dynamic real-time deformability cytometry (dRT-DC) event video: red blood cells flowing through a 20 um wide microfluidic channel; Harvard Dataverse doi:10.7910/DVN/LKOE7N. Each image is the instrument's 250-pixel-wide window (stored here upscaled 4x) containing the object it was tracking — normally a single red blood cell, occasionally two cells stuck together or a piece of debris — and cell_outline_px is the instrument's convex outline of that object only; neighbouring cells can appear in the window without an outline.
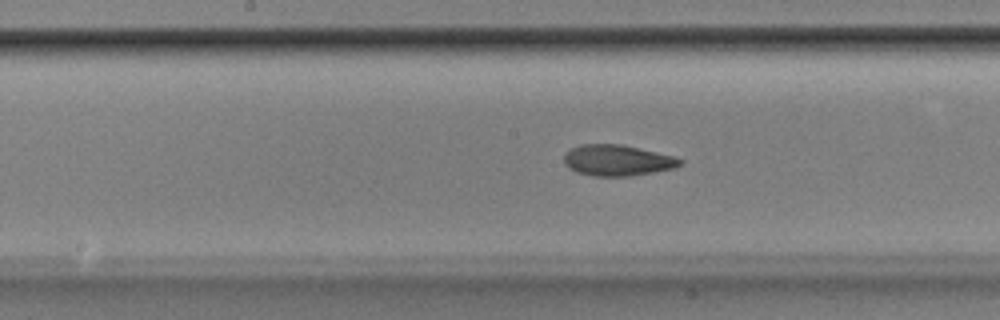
{"species": "Egyptian fruit bat (a non-hibernating species)", "species_latin": "Rousettus aegyptiacus", "temperature_condition": "room temperature", "stored_images_in_passage": 49, "camera_frame_rate_fps": 3000, "um_per_image_px": 0.085, "animal": {"sex": "male"}, "frame": {"image": 1, "passage_image": 23, "time_ms": 7.333, "image_size_px": [1000, 320], "cell_outline_px": [[684, 160], [676, 168], [632, 176], [592, 176], [576, 172], [568, 168], [564, 164], [564, 156], [572, 148], [580, 144], [620, 144], [676, 156]], "centroid_in_image_um": [52.49, 13.64], "position_along_channel_um": 195.7, "area_um2": 21.1}}
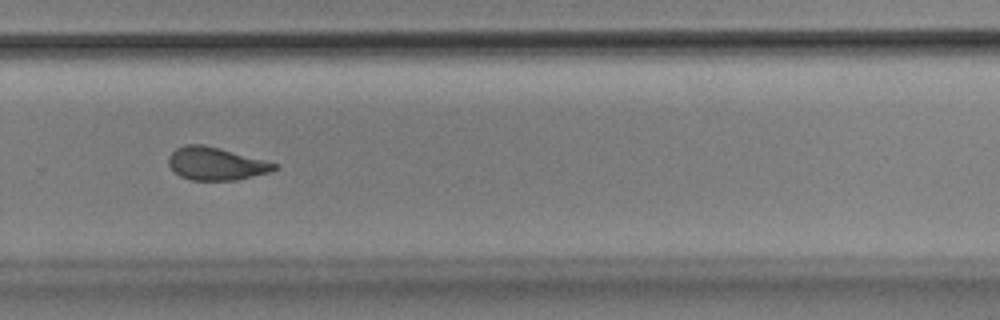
{"frame": {"image": 2, "passage_image": 32, "time_ms": 10.333, "image_size_px": [1000, 320], "cell_outline_px": [[280, 168], [268, 172], [236, 180], [192, 180], [180, 176], [168, 164], [168, 156], [176, 148], [184, 144], [204, 144], [220, 148], [280, 164]], "centroid_in_image_um": [18.36, 13.9], "position_along_channel_um": 311.4, "area_um2": 20.29}}
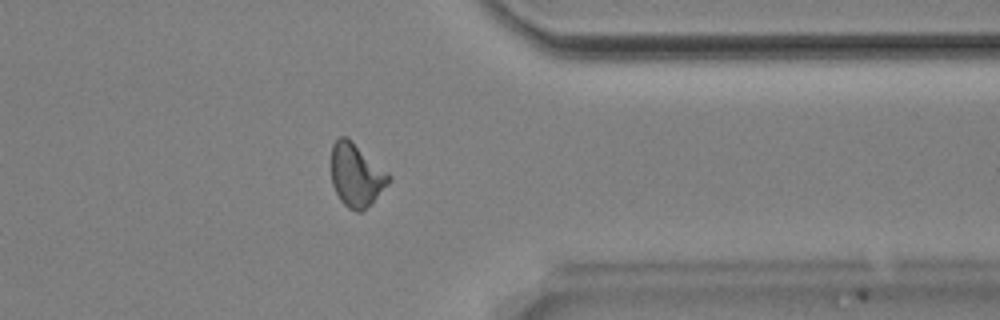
{"frame": {"image": 3, "passage_image": 38, "time_ms": 12.333, "image_size_px": [1000, 320], "cell_outline_px": [[392, 180], [360, 212], [356, 212], [348, 208], [340, 200], [332, 184], [332, 144], [340, 136], [348, 136], [388, 172], [392, 176]], "centroid_in_image_um": [30.28, 14.84], "position_along_channel_um": 381.1, "area_um2": 20.98}, "authors_computed_cell_mechanics": {"area_um2": 20.808, "velocity_mm_per_s": 3.878, "shape_relaxation_time_tau1_ms": 7.2661, "shape_relaxation_time_tau2_ms": 2.6675, "deformation_change_tau1": 0.1931, "deformation_change_tau2": 0.0956}}